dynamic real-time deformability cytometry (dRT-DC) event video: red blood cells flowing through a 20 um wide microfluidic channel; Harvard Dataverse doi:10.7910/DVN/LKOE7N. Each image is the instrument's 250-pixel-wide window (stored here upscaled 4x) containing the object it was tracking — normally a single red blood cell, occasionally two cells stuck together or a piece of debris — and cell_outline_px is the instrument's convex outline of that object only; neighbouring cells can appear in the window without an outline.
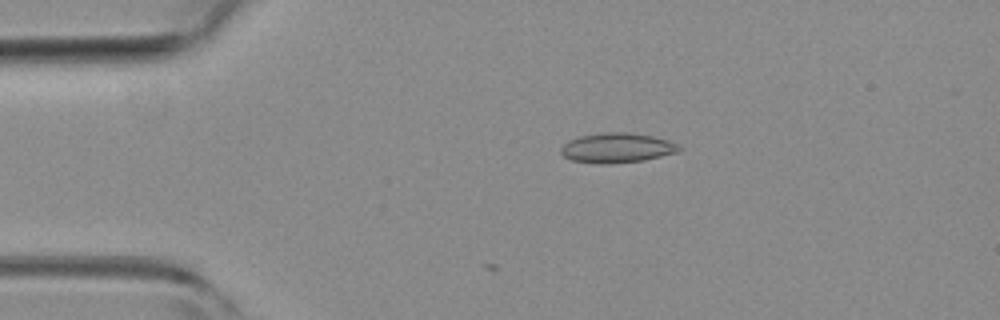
{"species": "common noctule bat (a hibernating species)", "species_latin": "Nyctalus noctula", "temperature_condition": "room temperature", "stored_images_in_passage": 10, "camera_frame_rate_fps": 3000, "um_per_image_px": 0.085, "animal": {"sex": "female", "body_mass_g": 19.3, "forearm_length_mm": 54.1}, "frame": {"image": 1, "passage_image": 10, "time_ms": 3.0, "image_size_px": [1000, 320], "cell_outline_px": [[684, 148], [676, 152], [644, 160], [604, 164], [572, 160], [564, 156], [560, 152], [560, 148], [568, 140], [580, 136], [604, 132], [628, 132], [652, 136], [668, 140]], "centroid_in_image_um": [52.43, 12.56], "position_along_channel_um": 32.6, "area_um2": 20.35}}